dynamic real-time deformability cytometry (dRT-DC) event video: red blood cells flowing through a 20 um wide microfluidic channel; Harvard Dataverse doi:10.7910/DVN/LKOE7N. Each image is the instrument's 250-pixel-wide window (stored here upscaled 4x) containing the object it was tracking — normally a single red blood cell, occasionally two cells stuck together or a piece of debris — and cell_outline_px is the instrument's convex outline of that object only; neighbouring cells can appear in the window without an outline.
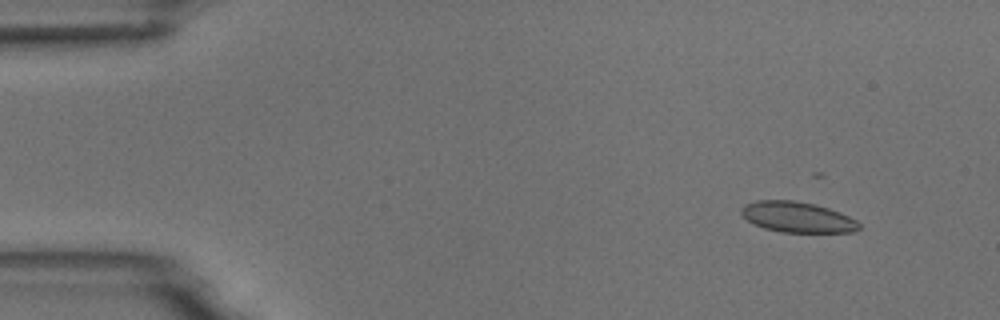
{"species": "common noctule bat (a hibernating species)", "species_latin": "Nyctalus noctula", "temperature_condition": "room temperature", "stored_images_in_passage": 4, "camera_frame_rate_fps": 3000, "um_per_image_px": 0.085, "animal": {"sex": "male", "body_mass_g": 18.8}, "frame": {"image": 1, "passage_image": 1, "time_ms": 0.0, "image_size_px": [1000, 320], "cell_outline_px": [[860, 228], [852, 232], [780, 232], [764, 228], [748, 220], [740, 212], [740, 208], [744, 204], [756, 200], [796, 200], [828, 208], [840, 212], [856, 220], [860, 224]], "centroid_in_image_um": [67.76, 18.45], "position_along_channel_um": 17.2, "area_um2": 20.92}}
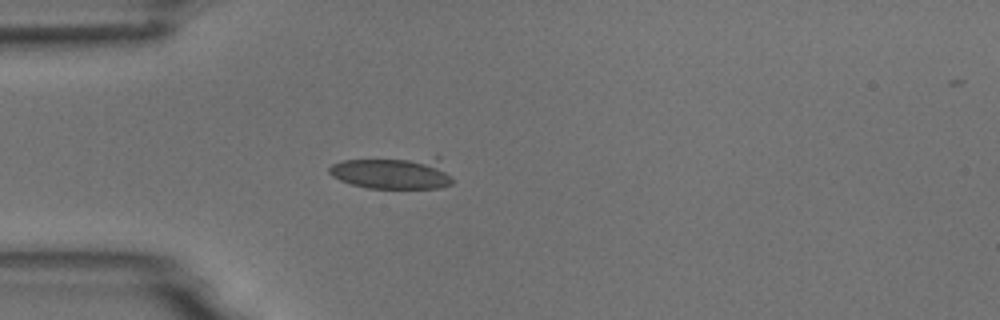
{"frame": {"image": 2, "passage_image": 4, "time_ms": 3.333, "image_size_px": [1000, 320], "cell_outline_px": [[452, 184], [440, 188], [368, 188], [352, 184], [340, 180], [332, 176], [328, 172], [328, 168], [332, 164], [344, 160], [436, 156], [440, 156], [452, 176]], "centroid_in_image_um": [33.48, 14.67], "position_along_channel_um": 51.5, "area_um2": 23.76}}